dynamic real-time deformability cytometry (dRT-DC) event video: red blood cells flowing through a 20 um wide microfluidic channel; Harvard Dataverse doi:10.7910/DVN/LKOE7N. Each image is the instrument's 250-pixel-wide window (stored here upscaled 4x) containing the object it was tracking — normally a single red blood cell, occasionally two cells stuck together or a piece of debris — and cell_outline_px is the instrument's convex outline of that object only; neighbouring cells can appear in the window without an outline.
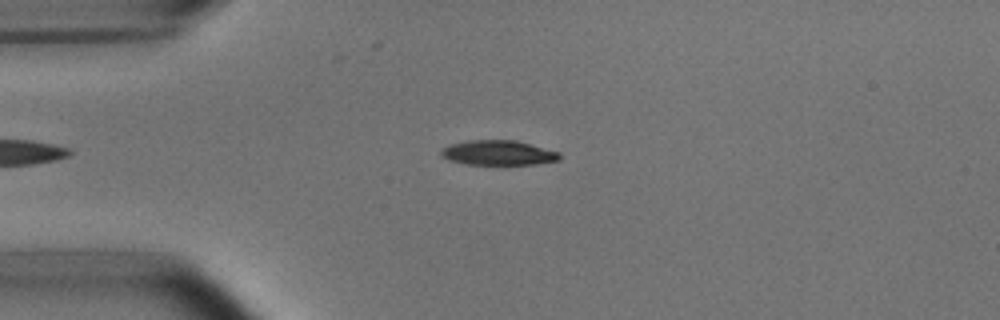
{"species": "common noctule bat (a hibernating species)", "species_latin": "Nyctalus noctula", "temperature_condition": "room temperature", "stored_images_in_passage": 43, "camera_frame_rate_fps": 3000, "um_per_image_px": 0.085, "animal": {"sex": "male", "body_mass_g": 15.6}, "frame": {"image": 1, "passage_image": 3, "time_ms": 0.667, "image_size_px": [1000, 320], "cell_outline_px": [[560, 160], [536, 164], [468, 164], [448, 160], [440, 156], [440, 152], [444, 148], [452, 144], [468, 140], [516, 140], [560, 152]], "centroid_in_image_um": [42.37, 12.98], "position_along_channel_um": 42.6, "area_um2": 17.05}}
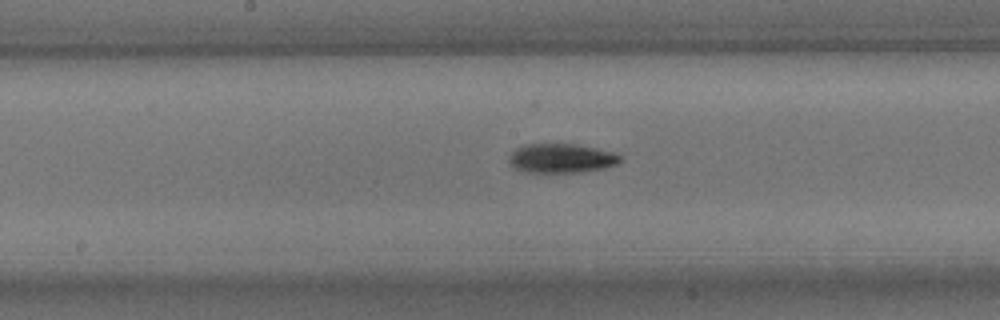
{"frame": {"image": 2, "passage_image": 17, "time_ms": 5.333, "image_size_px": [1000, 320], "cell_outline_px": [[624, 160], [616, 164], [604, 168], [576, 172], [528, 172], [516, 168], [508, 164], [508, 156], [516, 148], [524, 144], [576, 144], [596, 148], [612, 152], [620, 156]], "centroid_in_image_um": [47.69, 13.44], "position_along_channel_um": 200.5, "area_um2": 18.9}}
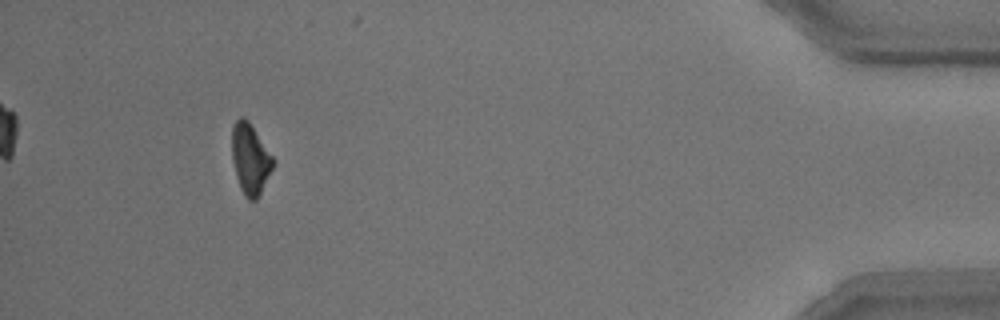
{"frame": {"image": 3, "passage_image": 39, "time_ms": 12.667, "image_size_px": [1000, 320], "cell_outline_px": [[276, 160], [256, 200], [248, 200], [244, 196], [240, 188], [236, 176], [232, 160], [232, 124], [240, 116], [244, 116], [248, 120]], "centroid_in_image_um": [21.26, 13.48], "position_along_channel_um": 413.9, "area_um2": 16.94}, "authors_computed_cell_mechanics": {"area_um2": 18.1492, "velocity_mm_per_s": 3.7937, "shape_relaxation_time_tau1_ms": 2.9422, "shape_relaxation_time_tau2_ms": null, "deformation_change_tau1": 0.1308, "deformation_change_tau2": null}}